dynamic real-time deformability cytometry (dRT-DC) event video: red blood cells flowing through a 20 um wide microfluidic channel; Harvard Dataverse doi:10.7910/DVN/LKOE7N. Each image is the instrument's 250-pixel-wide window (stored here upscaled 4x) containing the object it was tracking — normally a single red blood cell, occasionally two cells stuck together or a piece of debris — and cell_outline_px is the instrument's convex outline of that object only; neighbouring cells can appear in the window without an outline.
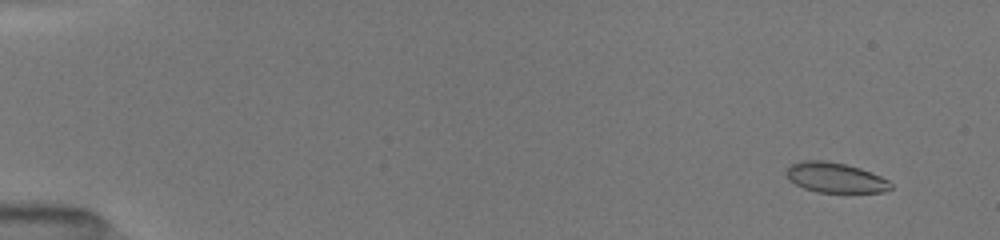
{"species": "common noctule bat (a hibernating species)", "species_latin": "Nyctalus noctula", "temperature_condition": "room temperature", "stored_images_in_passage": 52, "camera_frame_rate_fps": 3000, "um_per_image_px": 0.085, "animal": {"sex": "female", "body_mass_g": 19.5, "forearm_length_mm": 54.1}, "frame": {"image": 1, "passage_image": 4, "time_ms": 1.0, "image_size_px": [1000, 240], "cell_outline_px": [[892, 188], [884, 192], [816, 192], [804, 188], [788, 180], [784, 172], [792, 164], [804, 160], [824, 160], [844, 164], [860, 168], [880, 176], [888, 180], [892, 184]], "centroid_in_image_um": [70.98, 15.1], "position_along_channel_um": 14.0, "area_um2": 18.26}}
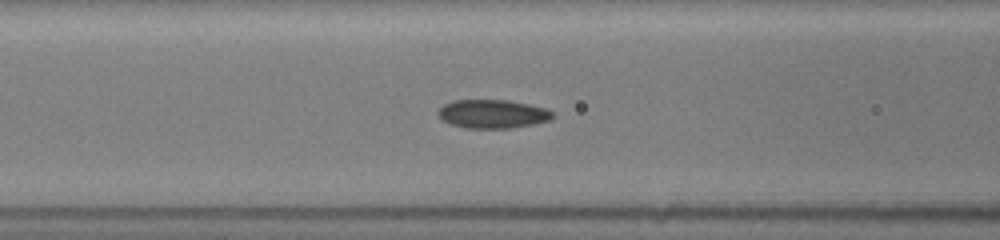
{"frame": {"image": 2, "passage_image": 23, "time_ms": 7.333, "image_size_px": [1000, 240], "cell_outline_px": [[556, 116], [548, 120], [532, 124], [512, 128], [464, 128], [448, 124], [436, 112], [444, 104], [452, 100], [508, 100], [548, 108], [556, 112]], "centroid_in_image_um": [41.9, 9.68], "position_along_channel_um": 124.7, "area_um2": 19.31}}
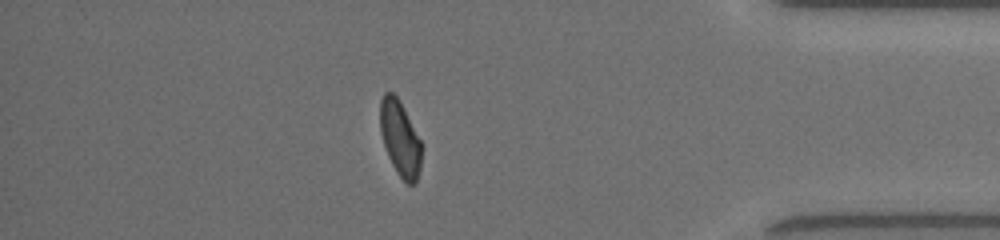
{"frame": {"image": 3, "passage_image": 46, "time_ms": 15.0, "image_size_px": [1000, 240], "cell_outline_px": [[420, 168], [416, 184], [408, 184], [396, 172], [388, 156], [380, 132], [380, 100], [384, 92], [392, 92], [400, 100], [420, 140]], "centroid_in_image_um": [33.98, 11.75], "position_along_channel_um": 401.2, "area_um2": 17.98}, "authors_computed_cell_mechanics": {"area_um2": 18.9584, "velocity_mm_per_s": 4.0009, "shape_relaxation_time_tau1_ms": 5.8022, "shape_relaxation_time_tau2_ms": 1.5943, "deformation_change_tau1": 0.1577, "deformation_change_tau2": 0.0613}}